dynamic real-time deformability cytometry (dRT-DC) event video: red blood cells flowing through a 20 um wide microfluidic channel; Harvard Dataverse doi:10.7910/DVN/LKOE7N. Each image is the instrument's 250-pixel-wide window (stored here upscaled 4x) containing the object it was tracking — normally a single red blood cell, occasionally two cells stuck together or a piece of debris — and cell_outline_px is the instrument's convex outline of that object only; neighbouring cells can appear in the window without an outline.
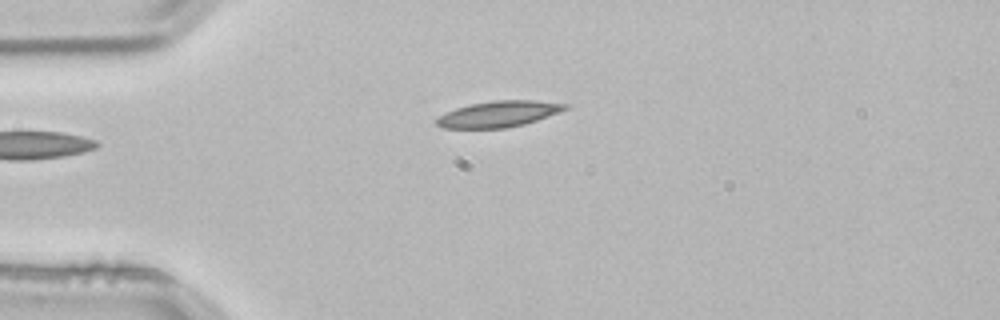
{"species": "common noctule bat (a hibernating species)", "species_latin": "Nyctalus noctula", "temperature_condition": "room temperature", "stored_images_in_passage": 3, "camera_frame_rate_fps": 3000, "um_per_image_px": 0.085, "animal": {"sex": "male", "body_mass_g": 21.5, "forearm_length_mm": 52.0}, "frame": {"image": 1, "passage_image": 3, "time_ms": 0.667, "image_size_px": [1000, 320], "cell_outline_px": [[572, 104], [568, 108], [560, 112], [524, 124], [504, 128], [444, 128], [436, 124], [432, 120], [456, 108], [472, 104], [496, 100], [536, 100]], "centroid_in_image_um": [42.42, 9.68], "position_along_channel_um": 42.6, "area_um2": 19.48}}